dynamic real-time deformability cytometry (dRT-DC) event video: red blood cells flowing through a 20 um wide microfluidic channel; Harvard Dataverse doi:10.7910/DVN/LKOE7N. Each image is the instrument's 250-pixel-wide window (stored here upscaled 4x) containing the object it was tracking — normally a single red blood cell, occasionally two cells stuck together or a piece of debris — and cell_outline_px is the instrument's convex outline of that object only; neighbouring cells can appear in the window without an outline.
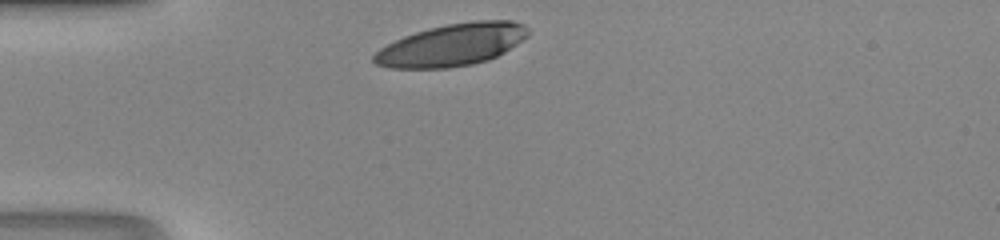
{"species": "human", "species_latin": "Homo sapiens", "temperature_condition": "room temperature", "stored_images_in_passage": 26, "camera_frame_rate_fps": 3000, "um_per_image_px": 0.085, "donor": {"sex": "male"}, "frame": {"image": 1, "passage_image": 1, "time_ms": 0.0, "image_size_px": [1000, 240], "cell_outline_px": [[528, 36], [504, 52], [488, 60], [472, 64], [448, 68], [388, 68], [376, 64], [372, 60], [372, 56], [380, 48], [404, 36], [428, 28], [448, 24], [472, 20], [512, 20], [524, 24], [528, 28]], "centroid_in_image_um": [38.42, 3.81], "position_along_channel_um": 46.6, "area_um2": 37.86}}
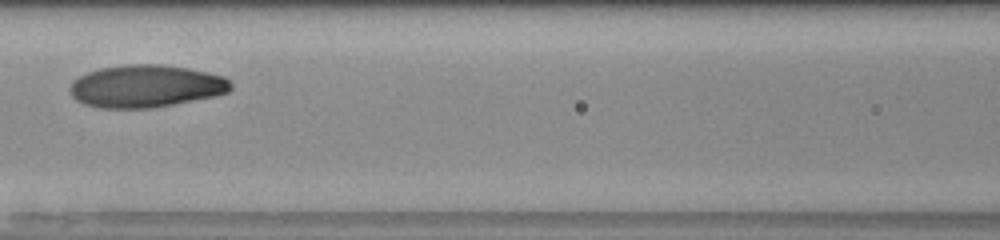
{"frame": {"image": 2, "passage_image": 10, "time_ms": 3.0, "image_size_px": [1000, 240], "cell_outline_px": [[232, 88], [228, 92], [216, 96], [152, 108], [100, 108], [84, 104], [76, 100], [72, 96], [68, 88], [72, 80], [88, 72], [100, 68], [124, 64], [160, 64], [188, 68], [208, 72], [224, 76], [232, 84]], "centroid_in_image_um": [12.39, 7.32], "position_along_channel_um": 154.2, "area_um2": 40.11}}
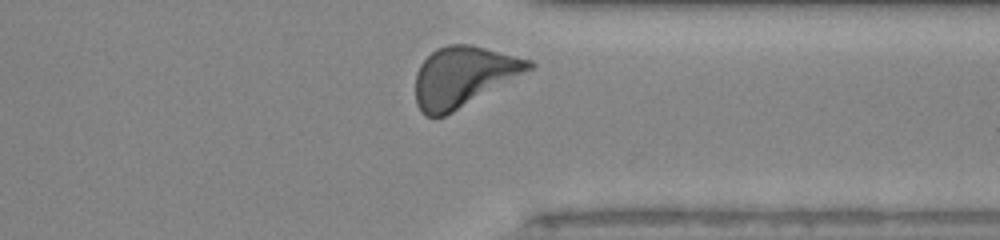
{"frame": {"image": 3, "passage_image": 25, "time_ms": 8.0, "image_size_px": [1000, 240], "cell_outline_px": [[536, 64], [532, 68], [452, 112], [444, 116], [424, 116], [420, 112], [416, 104], [416, 72], [420, 64], [436, 48], [448, 44], [468, 44], [532, 60]], "centroid_in_image_um": [39.34, 6.5], "position_along_channel_um": 372.1, "area_um2": 39.07}}